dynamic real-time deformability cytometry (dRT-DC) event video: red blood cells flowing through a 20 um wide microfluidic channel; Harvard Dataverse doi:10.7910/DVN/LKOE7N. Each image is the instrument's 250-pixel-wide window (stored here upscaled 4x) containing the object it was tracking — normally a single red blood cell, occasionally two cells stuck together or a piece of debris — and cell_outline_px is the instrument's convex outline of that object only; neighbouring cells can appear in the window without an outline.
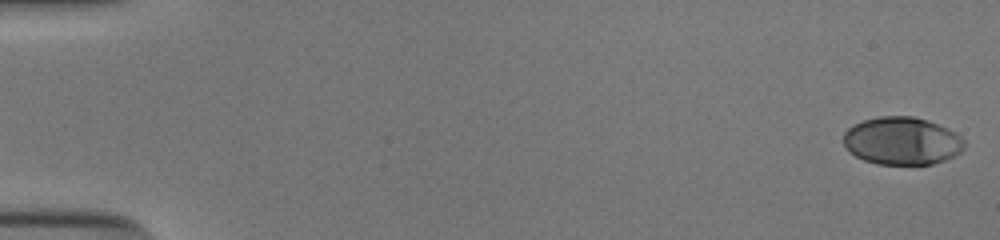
{"species": "human", "species_latin": "Homo sapiens", "temperature_condition": "cold", "stored_images_in_passage": 53, "camera_frame_rate_fps": 3000, "um_per_image_px": 0.085, "donor": {"sex": "male"}, "frame": {"image": 1, "passage_image": 1, "time_ms": 0.0, "image_size_px": [1000, 240], "cell_outline_px": [[964, 148], [956, 156], [932, 164], [876, 164], [864, 160], [848, 152], [844, 144], [844, 132], [852, 124], [864, 120], [880, 116], [916, 116], [928, 120], [948, 128], [956, 132], [964, 140]], "centroid_in_image_um": [76.67, 11.97], "position_along_channel_um": 8.3, "area_um2": 33.93}}
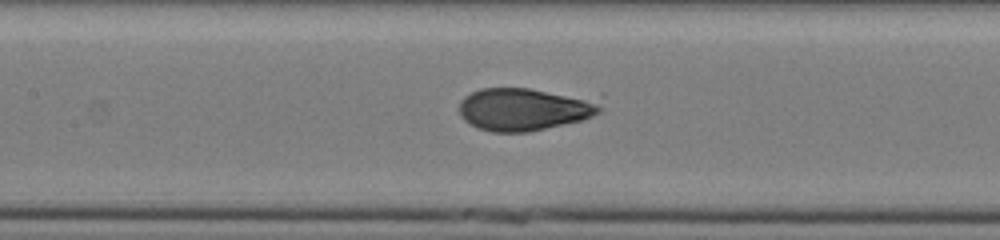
{"frame": {"image": 2, "passage_image": 26, "time_ms": 8.333, "image_size_px": [1000, 240], "cell_outline_px": [[604, 96], [600, 112], [584, 120], [528, 132], [492, 132], [476, 128], [464, 120], [460, 116], [460, 100], [464, 96], [480, 88], [528, 88], [604, 92]], "centroid_in_image_um": [44.84, 9.21], "position_along_channel_um": 162.6, "area_um2": 37.51}}
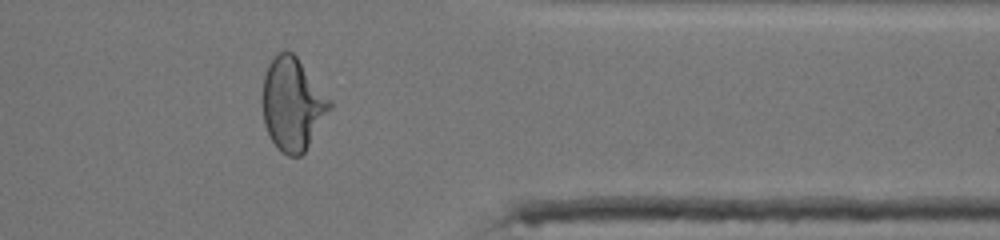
{"frame": {"image": 3, "passage_image": 44, "time_ms": 14.333, "image_size_px": [1000, 240], "cell_outline_px": [[332, 108], [304, 152], [300, 156], [288, 156], [280, 152], [272, 140], [264, 124], [260, 100], [264, 76], [268, 64], [280, 52], [292, 52], [296, 56], [332, 100]], "centroid_in_image_um": [24.85, 8.87], "position_along_channel_um": 386.5, "area_um2": 36.53}, "authors_computed_cell_mechanics": {"area_um2": 34.102, "velocity_mm_per_s": 3.9242, "shape_relaxation_time_tau1_ms": 4.6417, "shape_relaxation_time_tau2_ms": 0.7347, "deformation_change_tau1": 0.2026, "deformation_change_tau2": 0.04}}